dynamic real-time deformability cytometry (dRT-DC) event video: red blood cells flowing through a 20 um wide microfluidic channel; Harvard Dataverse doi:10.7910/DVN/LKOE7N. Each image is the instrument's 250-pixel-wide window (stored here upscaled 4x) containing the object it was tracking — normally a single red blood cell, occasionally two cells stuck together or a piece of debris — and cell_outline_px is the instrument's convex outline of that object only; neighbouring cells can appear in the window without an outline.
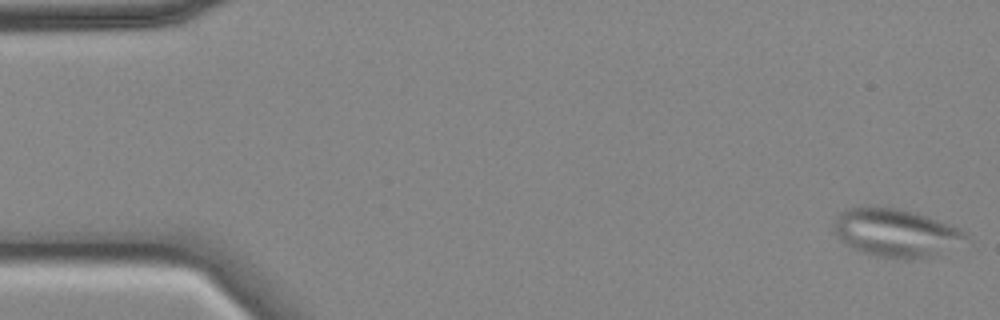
{"species": "common noctule bat (a hibernating species)", "species_latin": "Nyctalus noctula", "temperature_condition": "cold", "stored_images_in_passage": 57, "camera_frame_rate_fps": 3000, "um_per_image_px": 0.085, "animal": {"sex": "female", "body_mass_g": 18.4}, "frame": {"image": 1, "passage_image": 1, "time_ms": 0.0, "image_size_px": [1000, 320], "cell_outline_px": [[972, 244], [936, 256], [920, 260], [896, 260], [872, 256], [844, 244], [832, 232], [832, 224], [836, 216], [840, 212], [848, 208], [900, 208], [916, 212], [928, 216], [960, 228], [968, 232], [972, 240]], "centroid_in_image_um": [76.29, 19.85], "position_along_channel_um": 8.7, "area_um2": 38.78}}